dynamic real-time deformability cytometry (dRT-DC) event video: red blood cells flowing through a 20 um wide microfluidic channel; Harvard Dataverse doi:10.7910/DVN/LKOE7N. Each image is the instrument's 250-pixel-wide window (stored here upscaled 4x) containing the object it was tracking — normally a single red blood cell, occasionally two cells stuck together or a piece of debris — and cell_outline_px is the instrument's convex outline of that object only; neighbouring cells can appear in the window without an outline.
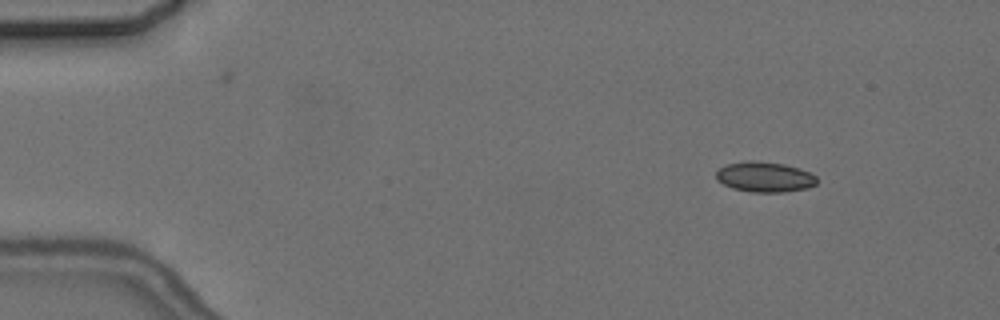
{"species": "common noctule bat (a hibernating species)", "species_latin": "Nyctalus noctula", "temperature_condition": "cold", "stored_images_in_passage": 5, "camera_frame_rate_fps": 3000, "um_per_image_px": 0.085, "animal": {"sex": "female", "body_mass_g": 24.6, "forearm_length_mm": 56.2}, "frame": {"image": 1, "passage_image": 2, "time_ms": 1.333, "image_size_px": [1000, 320], "cell_outline_px": [[816, 184], [808, 188], [784, 192], [752, 192], [732, 188], [716, 180], [716, 172], [720, 168], [728, 164], [752, 160], [784, 164], [800, 168], [816, 176]], "centroid_in_image_um": [65.0, 15.04], "position_along_channel_um": 20.0, "area_um2": 17.69}}